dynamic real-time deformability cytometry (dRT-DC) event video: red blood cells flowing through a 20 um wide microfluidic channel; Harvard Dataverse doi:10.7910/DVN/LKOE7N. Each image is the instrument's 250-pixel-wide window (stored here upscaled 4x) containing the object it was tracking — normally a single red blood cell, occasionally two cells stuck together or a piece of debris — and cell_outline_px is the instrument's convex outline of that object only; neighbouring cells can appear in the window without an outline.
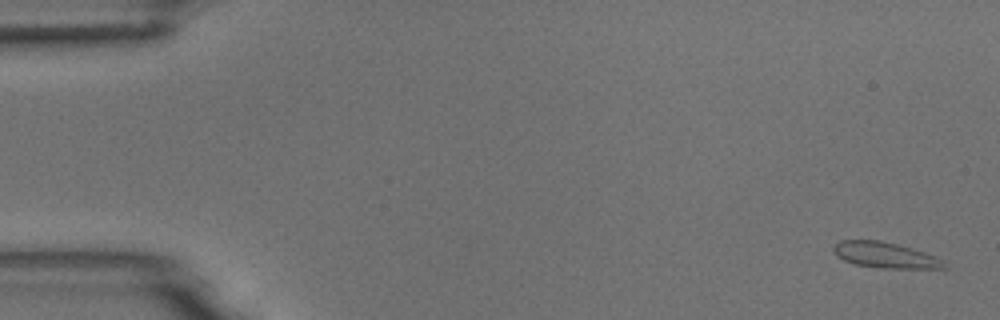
{"species": "common noctule bat (a hibernating species)", "species_latin": "Nyctalus noctula", "temperature_condition": "room temperature", "stored_images_in_passage": 4, "camera_frame_rate_fps": 3000, "um_per_image_px": 0.085, "animal": {"sex": "male", "body_mass_g": 18.8}, "frame": {"image": 1, "passage_image": 1, "time_ms": 0.0, "image_size_px": [1000, 320], "cell_outline_px": [[948, 268], [880, 268], [852, 264], [836, 256], [832, 248], [840, 240], [880, 240], [912, 248], [924, 252], [940, 260]], "centroid_in_image_um": [75.16, 21.68], "position_along_channel_um": 9.8, "area_um2": 16.42}}